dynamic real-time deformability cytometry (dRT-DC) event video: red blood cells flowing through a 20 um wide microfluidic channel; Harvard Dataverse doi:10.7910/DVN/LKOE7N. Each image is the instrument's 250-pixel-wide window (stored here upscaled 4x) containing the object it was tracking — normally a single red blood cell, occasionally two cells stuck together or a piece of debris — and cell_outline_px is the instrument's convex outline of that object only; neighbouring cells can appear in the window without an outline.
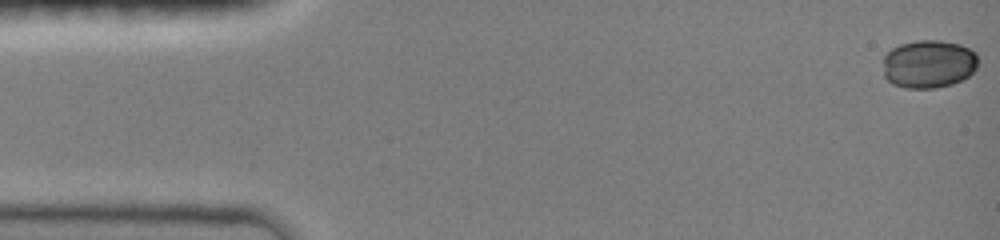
{"species": "common noctule bat (a hibernating species)", "species_latin": "Nyctalus noctula", "temperature_condition": "room temperature", "stored_images_in_passage": 44, "camera_frame_rate_fps": 3000, "um_per_image_px": 0.085, "animal": {"sex": "female", "body_mass_g": 19.0, "forearm_length_mm": 51.5}, "frame": {"image": 1, "passage_image": 1, "time_ms": 0.0, "image_size_px": [1000, 240], "cell_outline_px": [[976, 68], [968, 76], [952, 84], [936, 88], [904, 88], [892, 84], [884, 76], [884, 56], [892, 48], [900, 44], [916, 40], [940, 40], [960, 44], [976, 52]], "centroid_in_image_um": [78.92, 5.44], "position_along_channel_um": 6.1, "area_um2": 26.7}}
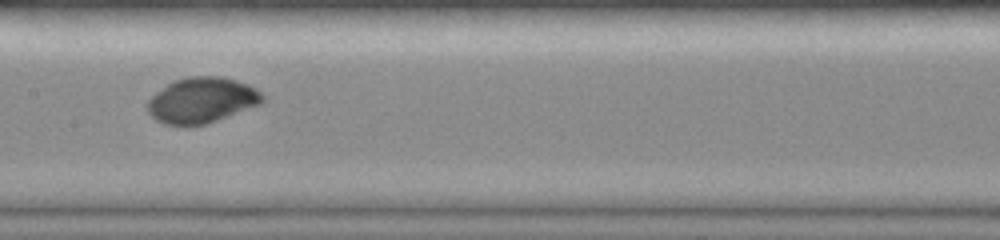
{"frame": {"image": 2, "passage_image": 24, "time_ms": 7.667, "image_size_px": [1000, 240], "cell_outline_px": [[264, 100], [260, 104], [208, 124], [192, 128], [164, 124], [156, 120], [148, 112], [144, 104], [156, 92], [172, 80], [188, 76], [224, 76], [248, 84], [256, 88], [264, 96]], "centroid_in_image_um": [17.12, 8.54], "position_along_channel_um": 190.3, "area_um2": 31.33}}
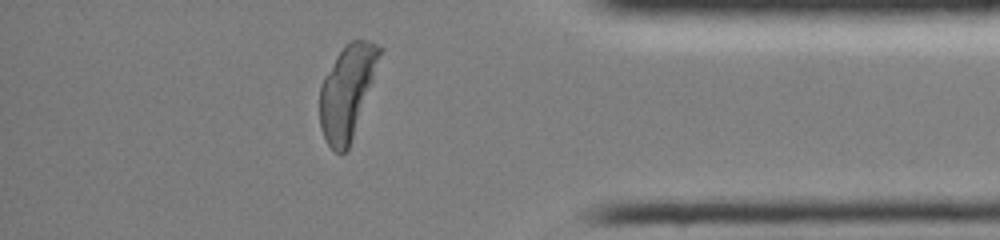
{"frame": {"image": 3, "passage_image": 41, "time_ms": 13.333, "image_size_px": [1000, 240], "cell_outline_px": [[384, 48], [348, 148], [344, 152], [336, 152], [328, 144], [320, 128], [320, 88], [324, 76], [336, 56], [352, 40], [368, 40]], "centroid_in_image_um": [29.5, 7.76], "position_along_channel_um": 405.7, "area_um2": 31.67}}